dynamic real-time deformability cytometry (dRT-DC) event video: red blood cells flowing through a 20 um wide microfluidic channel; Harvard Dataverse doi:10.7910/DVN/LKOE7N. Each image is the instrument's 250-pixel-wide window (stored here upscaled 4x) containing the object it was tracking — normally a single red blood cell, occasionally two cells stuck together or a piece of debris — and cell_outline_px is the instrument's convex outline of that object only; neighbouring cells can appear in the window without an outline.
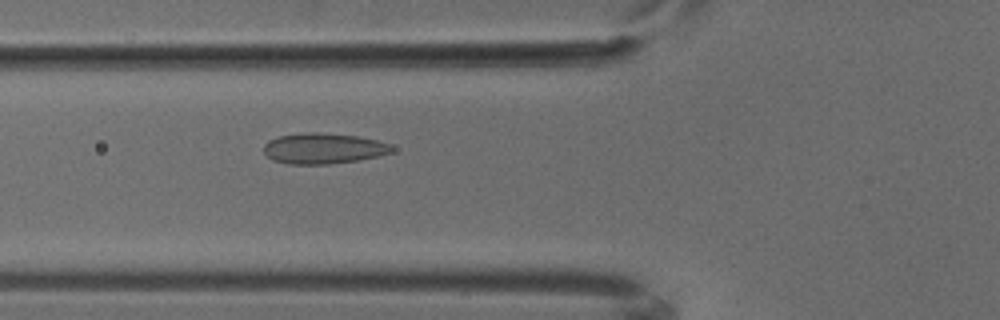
{"species": "common noctule bat (a hibernating species)", "species_latin": "Nyctalus noctula", "temperature_condition": "cold", "stored_images_in_passage": 5, "camera_frame_rate_fps": 3000, "um_per_image_px": 0.085, "animal": {"sex": "male", "body_mass_g": 18.8}, "frame": {"image": 1, "passage_image": 5, "time_ms": 1.333, "image_size_px": [1000, 320], "cell_outline_px": [[392, 152], [376, 156], [356, 160], [328, 164], [288, 164], [272, 160], [264, 152], [264, 144], [268, 140], [280, 136], [304, 132], [316, 132], [356, 136], [376, 140], [388, 144], [392, 148]], "centroid_in_image_um": [27.42, 12.61], "position_along_channel_um": 98.4, "area_um2": 22.6}}